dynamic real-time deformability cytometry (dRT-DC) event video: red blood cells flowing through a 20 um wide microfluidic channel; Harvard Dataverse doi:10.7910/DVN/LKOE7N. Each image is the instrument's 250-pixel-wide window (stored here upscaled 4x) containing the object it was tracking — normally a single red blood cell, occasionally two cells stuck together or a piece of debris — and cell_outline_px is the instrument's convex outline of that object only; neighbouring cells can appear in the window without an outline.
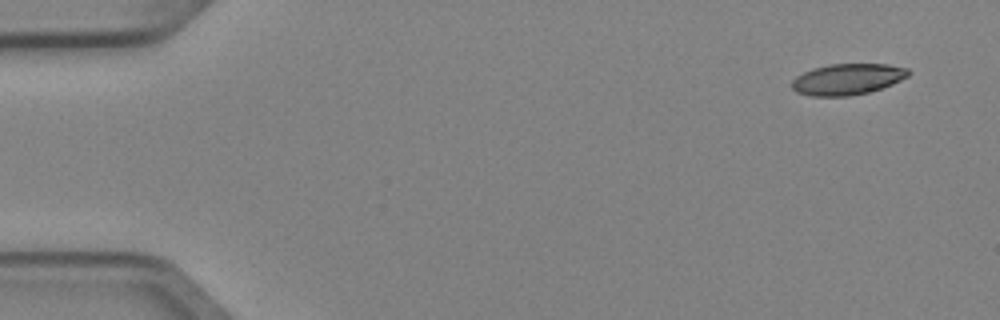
{"species": "Egyptian fruit bat (a non-hibernating species)", "species_latin": "Rousettus aegyptiacus", "temperature_condition": "cold", "stored_images_in_passage": 6, "camera_frame_rate_fps": 3000, "um_per_image_px": 0.085, "animal": {"sex": "female"}, "frame": {"image": 1, "passage_image": 1, "time_ms": 0.0, "image_size_px": [1000, 320], "cell_outline_px": [[908, 76], [892, 84], [868, 92], [848, 96], [812, 96], [796, 92], [792, 88], [792, 80], [796, 76], [812, 68], [828, 64], [888, 64], [908, 68]], "centroid_in_image_um": [72.0, 6.73], "position_along_channel_um": 13.0, "area_um2": 21.04}}
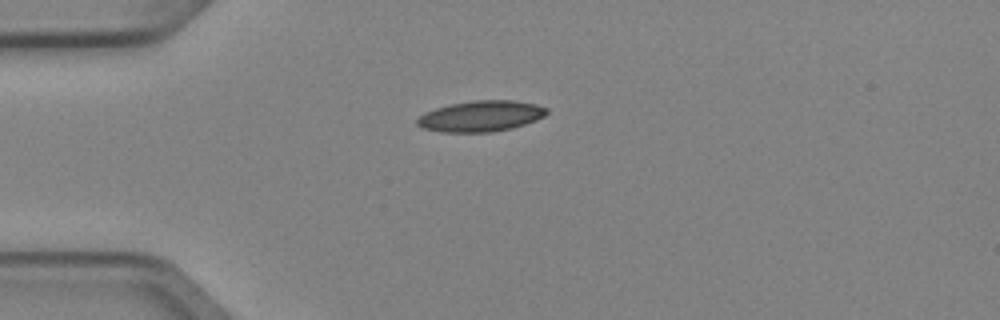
{"frame": {"image": 2, "passage_image": 3, "time_ms": 0.667, "image_size_px": [1000, 320], "cell_outline_px": [[548, 112], [544, 116], [536, 120], [512, 128], [492, 132], [444, 132], [424, 128], [416, 124], [416, 120], [424, 112], [436, 108], [452, 104], [472, 100], [516, 100], [536, 104], [548, 108]], "centroid_in_image_um": [40.9, 9.86], "position_along_channel_um": 44.1, "area_um2": 23.29}}
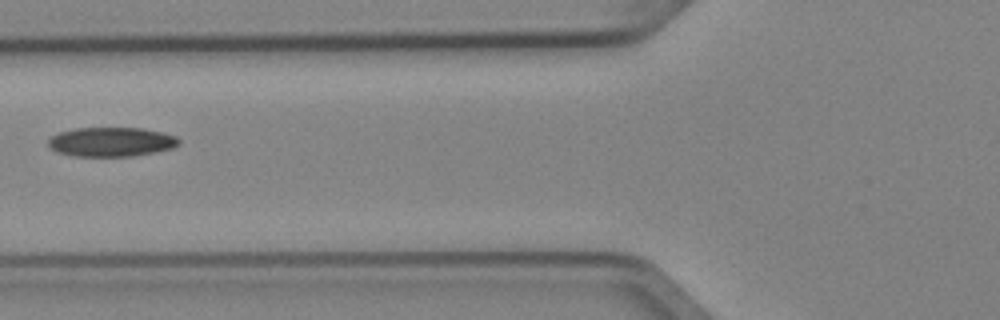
{"frame": {"image": 3, "passage_image": 5, "time_ms": 1.333, "image_size_px": [1000, 320], "cell_outline_px": [[180, 144], [172, 148], [132, 156], [76, 156], [56, 152], [48, 144], [48, 140], [52, 136], [60, 132], [76, 128], [144, 128], [164, 132], [176, 136], [180, 140]], "centroid_in_image_um": [9.48, 12.05], "position_along_channel_um": 116.3, "area_um2": 22.25}}